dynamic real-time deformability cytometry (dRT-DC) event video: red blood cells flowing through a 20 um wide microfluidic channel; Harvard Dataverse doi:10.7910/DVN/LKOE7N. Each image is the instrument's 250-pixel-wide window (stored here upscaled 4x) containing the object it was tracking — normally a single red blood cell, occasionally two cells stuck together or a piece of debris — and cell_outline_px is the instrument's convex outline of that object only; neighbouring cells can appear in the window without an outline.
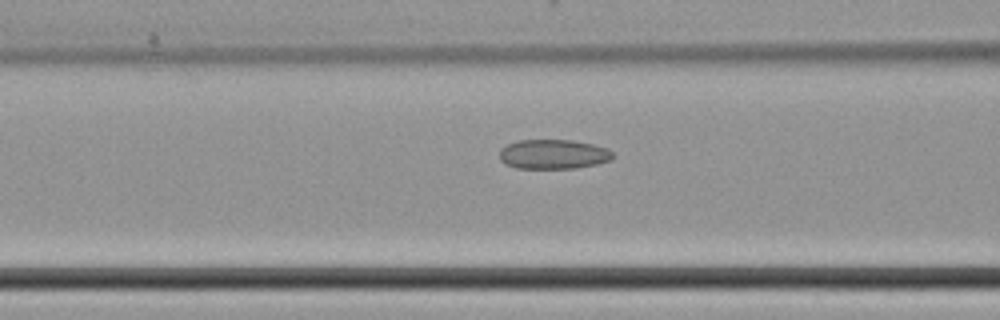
{"species": "common noctule bat (a hibernating species)", "species_latin": "Nyctalus noctula", "temperature_condition": "cold", "stored_images_in_passage": 37, "camera_frame_rate_fps": 3000, "um_per_image_px": 0.085, "animal": {"sex": "female", "body_mass_g": 22.7, "forearm_length_mm": 54.2}, "frame": {"image": 1, "passage_image": 16, "time_ms": 5.0, "image_size_px": [1000, 320], "cell_outline_px": [[612, 160], [596, 164], [576, 168], [516, 168], [504, 164], [500, 160], [500, 148], [508, 144], [520, 140], [572, 140], [592, 144], [608, 148], [612, 152]], "centroid_in_image_um": [47.02, 13.11], "position_along_channel_um": 119.6, "area_um2": 19.54}}
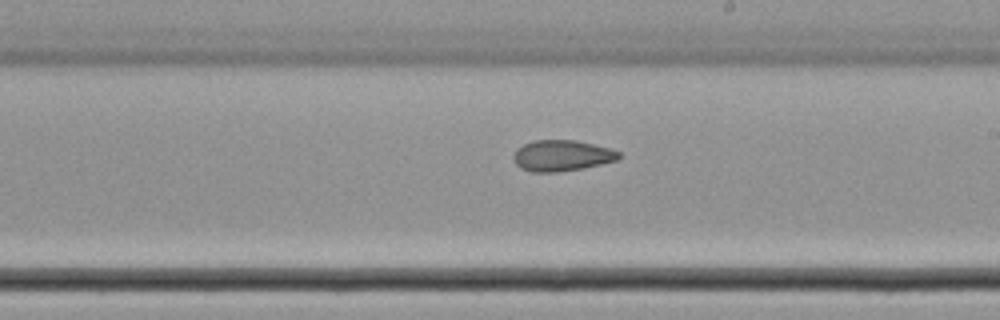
{"frame": {"image": 2, "passage_image": 25, "time_ms": 8.0, "image_size_px": [1000, 320], "cell_outline_px": [[620, 160], [584, 168], [560, 172], [532, 172], [520, 168], [516, 164], [512, 156], [516, 148], [532, 140], [576, 140], [612, 148], [620, 152]], "centroid_in_image_um": [47.78, 13.23], "position_along_channel_um": 241.2, "area_um2": 19.42}}
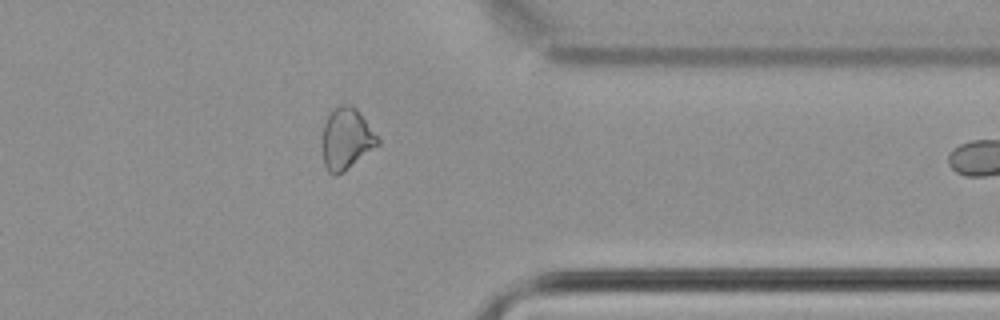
{"frame": {"image": 3, "passage_image": 36, "time_ms": 11.667, "image_size_px": [1000, 320], "cell_outline_px": [[380, 144], [344, 172], [336, 176], [332, 176], [328, 172], [324, 164], [320, 144], [324, 124], [332, 108], [340, 104], [352, 104], [356, 108], [380, 140]], "centroid_in_image_um": [29.4, 11.82], "position_along_channel_um": 382.0, "area_um2": 20.29}}